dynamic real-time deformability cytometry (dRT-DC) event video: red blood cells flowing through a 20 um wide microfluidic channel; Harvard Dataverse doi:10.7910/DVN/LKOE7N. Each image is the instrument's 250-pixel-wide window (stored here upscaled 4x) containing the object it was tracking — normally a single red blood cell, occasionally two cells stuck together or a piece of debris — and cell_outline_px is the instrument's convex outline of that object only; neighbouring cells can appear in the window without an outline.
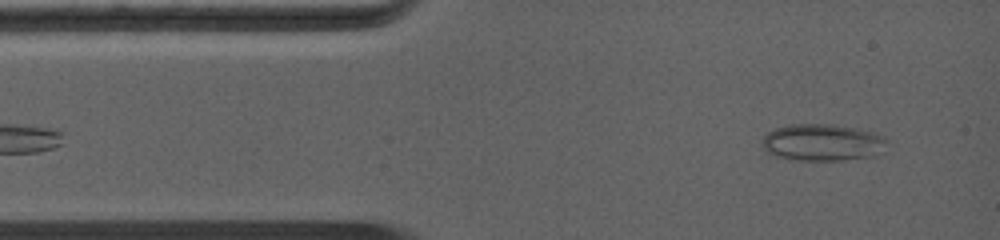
{"species": "common noctule bat (a hibernating species)", "species_latin": "Nyctalus noctula", "temperature_condition": "warm", "stored_images_in_passage": 3, "camera_frame_rate_fps": 5000, "um_per_image_px": 0.085, "animal": {"sex": "female", "body_mass_g": 19.0, "forearm_length_mm": 56.7}, "frame": {"image": 1, "passage_image": 3, "time_ms": 1.6, "image_size_px": [1000, 240], "cell_outline_px": [[892, 152], [880, 156], [844, 160], [796, 160], [776, 156], [764, 152], [760, 148], [768, 132], [780, 128], [844, 128], [860, 132], [868, 136]], "centroid_in_image_um": [69.8, 12.27], "position_along_channel_um": 15.2, "area_um2": 24.16}}